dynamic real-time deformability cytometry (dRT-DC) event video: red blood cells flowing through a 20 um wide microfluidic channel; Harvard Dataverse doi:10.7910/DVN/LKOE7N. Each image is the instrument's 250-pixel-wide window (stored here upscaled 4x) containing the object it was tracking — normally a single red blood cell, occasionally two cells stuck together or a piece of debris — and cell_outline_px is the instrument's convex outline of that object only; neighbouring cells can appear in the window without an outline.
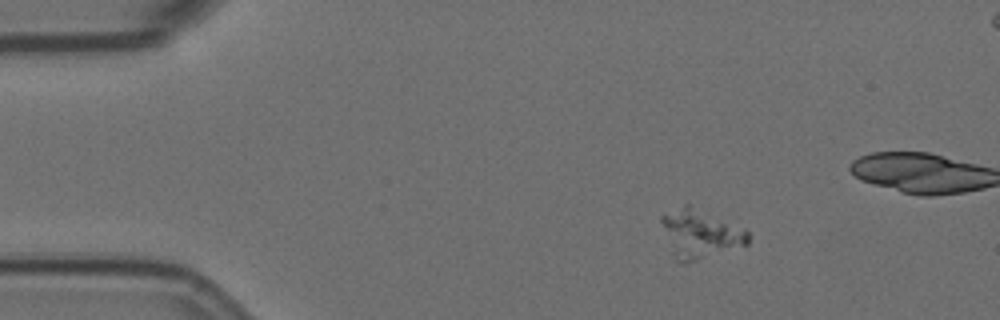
{"species": "Egyptian fruit bat (a non-hibernating species)", "species_latin": "Rousettus aegyptiacus", "temperature_condition": "room temperature", "stored_images_in_passage": 9, "camera_frame_rate_fps": 3000, "um_per_image_px": 0.085, "animal": {"sex": "female"}, "frame": {"image": 1, "passage_image": 3, "time_ms": 2.333, "image_size_px": [1000, 320], "cell_outline_px": [[752, 236], [748, 244], [684, 264], [676, 260], [660, 220], [660, 216], [684, 204], [688, 204], [744, 228]], "centroid_in_image_um": [59.54, 19.87], "position_along_channel_um": 25.5, "area_um2": 24.16}}
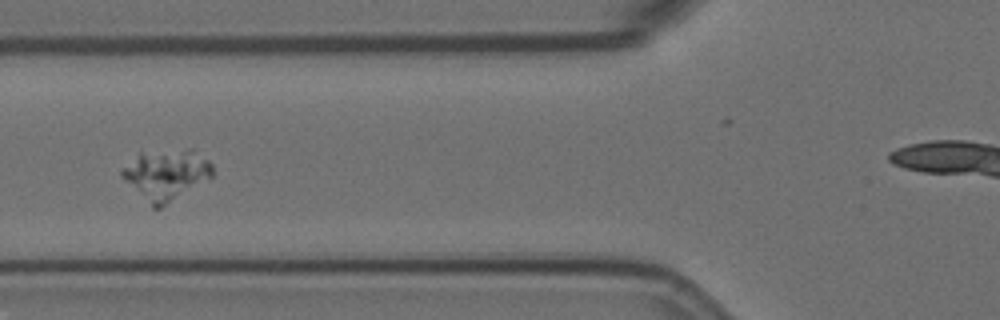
{"frame": {"image": 2, "passage_image": 7, "time_ms": 6.667, "image_size_px": [1000, 320], "cell_outline_px": [[212, 176], [160, 208], [152, 208], [120, 176], [120, 172], [140, 152], [188, 148], [192, 148], [208, 160], [212, 164]], "centroid_in_image_um": [14.11, 14.82], "position_along_channel_um": 111.7, "area_um2": 26.36}}
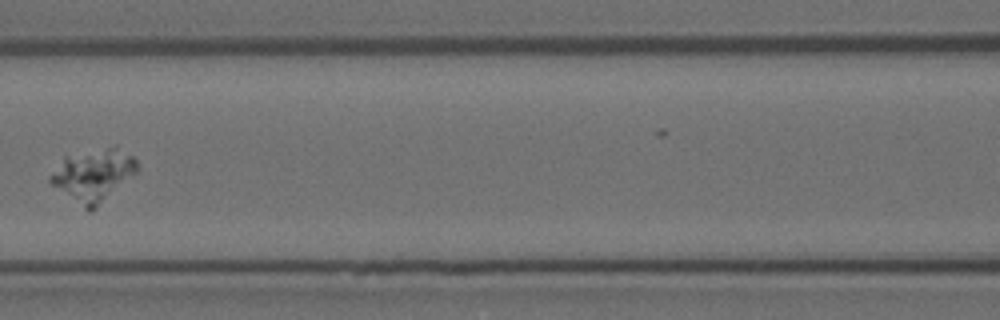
{"frame": {"image": 3, "passage_image": 8, "time_ms": 8.0, "image_size_px": [1000, 320], "cell_outline_px": [[136, 172], [92, 212], [88, 212], [52, 184], [48, 180], [48, 176], [64, 156], [116, 144], [132, 156], [136, 160]], "centroid_in_image_um": [7.91, 14.87], "position_along_channel_um": 158.7, "area_um2": 26.47}}